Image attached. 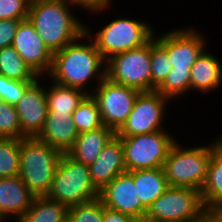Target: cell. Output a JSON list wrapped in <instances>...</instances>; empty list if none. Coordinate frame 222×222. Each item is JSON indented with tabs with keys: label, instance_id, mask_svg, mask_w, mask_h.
Returning a JSON list of instances; mask_svg holds the SVG:
<instances>
[{
	"label": "cell",
	"instance_id": "cell-10",
	"mask_svg": "<svg viewBox=\"0 0 222 222\" xmlns=\"http://www.w3.org/2000/svg\"><path fill=\"white\" fill-rule=\"evenodd\" d=\"M95 88L91 89V95L97 101L103 125L117 133L125 124L140 91L113 83L106 77Z\"/></svg>",
	"mask_w": 222,
	"mask_h": 222
},
{
	"label": "cell",
	"instance_id": "cell-29",
	"mask_svg": "<svg viewBox=\"0 0 222 222\" xmlns=\"http://www.w3.org/2000/svg\"><path fill=\"white\" fill-rule=\"evenodd\" d=\"M172 69L167 51L155 40L151 39V77L152 91H155L166 79Z\"/></svg>",
	"mask_w": 222,
	"mask_h": 222
},
{
	"label": "cell",
	"instance_id": "cell-13",
	"mask_svg": "<svg viewBox=\"0 0 222 222\" xmlns=\"http://www.w3.org/2000/svg\"><path fill=\"white\" fill-rule=\"evenodd\" d=\"M12 47L39 77L44 79L50 73L53 53L46 47L28 18L19 23Z\"/></svg>",
	"mask_w": 222,
	"mask_h": 222
},
{
	"label": "cell",
	"instance_id": "cell-17",
	"mask_svg": "<svg viewBox=\"0 0 222 222\" xmlns=\"http://www.w3.org/2000/svg\"><path fill=\"white\" fill-rule=\"evenodd\" d=\"M89 171L91 180L99 191L126 171L124 149L117 135L101 150L98 158L89 166Z\"/></svg>",
	"mask_w": 222,
	"mask_h": 222
},
{
	"label": "cell",
	"instance_id": "cell-27",
	"mask_svg": "<svg viewBox=\"0 0 222 222\" xmlns=\"http://www.w3.org/2000/svg\"><path fill=\"white\" fill-rule=\"evenodd\" d=\"M20 145L21 139L0 138V178L19 174Z\"/></svg>",
	"mask_w": 222,
	"mask_h": 222
},
{
	"label": "cell",
	"instance_id": "cell-12",
	"mask_svg": "<svg viewBox=\"0 0 222 222\" xmlns=\"http://www.w3.org/2000/svg\"><path fill=\"white\" fill-rule=\"evenodd\" d=\"M188 27L175 28L162 35H158L155 32L153 36L167 51L169 61L174 70L190 71L198 57L207 50L206 42L208 40H206L205 36L198 32L197 29Z\"/></svg>",
	"mask_w": 222,
	"mask_h": 222
},
{
	"label": "cell",
	"instance_id": "cell-20",
	"mask_svg": "<svg viewBox=\"0 0 222 222\" xmlns=\"http://www.w3.org/2000/svg\"><path fill=\"white\" fill-rule=\"evenodd\" d=\"M219 60L206 50L198 57L190 69L191 91L205 94L222 86V63Z\"/></svg>",
	"mask_w": 222,
	"mask_h": 222
},
{
	"label": "cell",
	"instance_id": "cell-25",
	"mask_svg": "<svg viewBox=\"0 0 222 222\" xmlns=\"http://www.w3.org/2000/svg\"><path fill=\"white\" fill-rule=\"evenodd\" d=\"M0 75L17 81L40 78L12 46L0 50Z\"/></svg>",
	"mask_w": 222,
	"mask_h": 222
},
{
	"label": "cell",
	"instance_id": "cell-18",
	"mask_svg": "<svg viewBox=\"0 0 222 222\" xmlns=\"http://www.w3.org/2000/svg\"><path fill=\"white\" fill-rule=\"evenodd\" d=\"M70 116L61 114H47L42 131L37 138L49 146L67 153L73 146L78 132Z\"/></svg>",
	"mask_w": 222,
	"mask_h": 222
},
{
	"label": "cell",
	"instance_id": "cell-15",
	"mask_svg": "<svg viewBox=\"0 0 222 222\" xmlns=\"http://www.w3.org/2000/svg\"><path fill=\"white\" fill-rule=\"evenodd\" d=\"M40 78L25 91L22 98L15 105L21 133L25 137H37L42 131L47 117L46 85L41 84L43 77Z\"/></svg>",
	"mask_w": 222,
	"mask_h": 222
},
{
	"label": "cell",
	"instance_id": "cell-31",
	"mask_svg": "<svg viewBox=\"0 0 222 222\" xmlns=\"http://www.w3.org/2000/svg\"><path fill=\"white\" fill-rule=\"evenodd\" d=\"M69 218L74 222H103V202L95 200L69 207Z\"/></svg>",
	"mask_w": 222,
	"mask_h": 222
},
{
	"label": "cell",
	"instance_id": "cell-2",
	"mask_svg": "<svg viewBox=\"0 0 222 222\" xmlns=\"http://www.w3.org/2000/svg\"><path fill=\"white\" fill-rule=\"evenodd\" d=\"M84 6L71 0H31L28 19L54 54L85 33V23L71 10Z\"/></svg>",
	"mask_w": 222,
	"mask_h": 222
},
{
	"label": "cell",
	"instance_id": "cell-39",
	"mask_svg": "<svg viewBox=\"0 0 222 222\" xmlns=\"http://www.w3.org/2000/svg\"><path fill=\"white\" fill-rule=\"evenodd\" d=\"M64 222H74V221L68 217Z\"/></svg>",
	"mask_w": 222,
	"mask_h": 222
},
{
	"label": "cell",
	"instance_id": "cell-11",
	"mask_svg": "<svg viewBox=\"0 0 222 222\" xmlns=\"http://www.w3.org/2000/svg\"><path fill=\"white\" fill-rule=\"evenodd\" d=\"M170 99L155 91L140 92L125 124L116 133L118 137H130L167 130L163 128L166 106Z\"/></svg>",
	"mask_w": 222,
	"mask_h": 222
},
{
	"label": "cell",
	"instance_id": "cell-32",
	"mask_svg": "<svg viewBox=\"0 0 222 222\" xmlns=\"http://www.w3.org/2000/svg\"><path fill=\"white\" fill-rule=\"evenodd\" d=\"M34 82L35 81H17L0 75V99L9 104L16 105L25 91Z\"/></svg>",
	"mask_w": 222,
	"mask_h": 222
},
{
	"label": "cell",
	"instance_id": "cell-4",
	"mask_svg": "<svg viewBox=\"0 0 222 222\" xmlns=\"http://www.w3.org/2000/svg\"><path fill=\"white\" fill-rule=\"evenodd\" d=\"M214 148L209 145L184 147L176 141L162 166L169 187L194 188L201 191L207 177Z\"/></svg>",
	"mask_w": 222,
	"mask_h": 222
},
{
	"label": "cell",
	"instance_id": "cell-5",
	"mask_svg": "<svg viewBox=\"0 0 222 222\" xmlns=\"http://www.w3.org/2000/svg\"><path fill=\"white\" fill-rule=\"evenodd\" d=\"M88 27L86 24L85 32L105 61L113 55L144 46L155 33V27H151L150 22L126 17L114 18L95 34Z\"/></svg>",
	"mask_w": 222,
	"mask_h": 222
},
{
	"label": "cell",
	"instance_id": "cell-19",
	"mask_svg": "<svg viewBox=\"0 0 222 222\" xmlns=\"http://www.w3.org/2000/svg\"><path fill=\"white\" fill-rule=\"evenodd\" d=\"M115 135L116 133L106 126L78 134L67 154L76 161L90 166Z\"/></svg>",
	"mask_w": 222,
	"mask_h": 222
},
{
	"label": "cell",
	"instance_id": "cell-22",
	"mask_svg": "<svg viewBox=\"0 0 222 222\" xmlns=\"http://www.w3.org/2000/svg\"><path fill=\"white\" fill-rule=\"evenodd\" d=\"M88 94L78 88L59 85L52 81L46 85L48 113L70 116Z\"/></svg>",
	"mask_w": 222,
	"mask_h": 222
},
{
	"label": "cell",
	"instance_id": "cell-8",
	"mask_svg": "<svg viewBox=\"0 0 222 222\" xmlns=\"http://www.w3.org/2000/svg\"><path fill=\"white\" fill-rule=\"evenodd\" d=\"M105 67L111 82L140 92L152 91L151 40L142 47L113 55Z\"/></svg>",
	"mask_w": 222,
	"mask_h": 222
},
{
	"label": "cell",
	"instance_id": "cell-16",
	"mask_svg": "<svg viewBox=\"0 0 222 222\" xmlns=\"http://www.w3.org/2000/svg\"><path fill=\"white\" fill-rule=\"evenodd\" d=\"M35 196L20 176L0 178V222H17L31 207Z\"/></svg>",
	"mask_w": 222,
	"mask_h": 222
},
{
	"label": "cell",
	"instance_id": "cell-21",
	"mask_svg": "<svg viewBox=\"0 0 222 222\" xmlns=\"http://www.w3.org/2000/svg\"><path fill=\"white\" fill-rule=\"evenodd\" d=\"M133 181L139 200L146 209L169 188L162 168L134 170Z\"/></svg>",
	"mask_w": 222,
	"mask_h": 222
},
{
	"label": "cell",
	"instance_id": "cell-30",
	"mask_svg": "<svg viewBox=\"0 0 222 222\" xmlns=\"http://www.w3.org/2000/svg\"><path fill=\"white\" fill-rule=\"evenodd\" d=\"M21 126L15 105L0 99V138L21 139Z\"/></svg>",
	"mask_w": 222,
	"mask_h": 222
},
{
	"label": "cell",
	"instance_id": "cell-34",
	"mask_svg": "<svg viewBox=\"0 0 222 222\" xmlns=\"http://www.w3.org/2000/svg\"><path fill=\"white\" fill-rule=\"evenodd\" d=\"M21 20H0V50L12 46L17 27Z\"/></svg>",
	"mask_w": 222,
	"mask_h": 222
},
{
	"label": "cell",
	"instance_id": "cell-26",
	"mask_svg": "<svg viewBox=\"0 0 222 222\" xmlns=\"http://www.w3.org/2000/svg\"><path fill=\"white\" fill-rule=\"evenodd\" d=\"M73 122L78 134L103 127L97 101L88 94L72 113Z\"/></svg>",
	"mask_w": 222,
	"mask_h": 222
},
{
	"label": "cell",
	"instance_id": "cell-36",
	"mask_svg": "<svg viewBox=\"0 0 222 222\" xmlns=\"http://www.w3.org/2000/svg\"><path fill=\"white\" fill-rule=\"evenodd\" d=\"M103 222H138L132 216L109 209L103 204Z\"/></svg>",
	"mask_w": 222,
	"mask_h": 222
},
{
	"label": "cell",
	"instance_id": "cell-37",
	"mask_svg": "<svg viewBox=\"0 0 222 222\" xmlns=\"http://www.w3.org/2000/svg\"><path fill=\"white\" fill-rule=\"evenodd\" d=\"M202 222H222V206L206 209Z\"/></svg>",
	"mask_w": 222,
	"mask_h": 222
},
{
	"label": "cell",
	"instance_id": "cell-33",
	"mask_svg": "<svg viewBox=\"0 0 222 222\" xmlns=\"http://www.w3.org/2000/svg\"><path fill=\"white\" fill-rule=\"evenodd\" d=\"M31 0H0V20L27 19Z\"/></svg>",
	"mask_w": 222,
	"mask_h": 222
},
{
	"label": "cell",
	"instance_id": "cell-38",
	"mask_svg": "<svg viewBox=\"0 0 222 222\" xmlns=\"http://www.w3.org/2000/svg\"><path fill=\"white\" fill-rule=\"evenodd\" d=\"M215 145L222 150V134L218 135V138L214 139Z\"/></svg>",
	"mask_w": 222,
	"mask_h": 222
},
{
	"label": "cell",
	"instance_id": "cell-6",
	"mask_svg": "<svg viewBox=\"0 0 222 222\" xmlns=\"http://www.w3.org/2000/svg\"><path fill=\"white\" fill-rule=\"evenodd\" d=\"M99 196L100 191L91 180L89 166L63 153L46 197L69 208Z\"/></svg>",
	"mask_w": 222,
	"mask_h": 222
},
{
	"label": "cell",
	"instance_id": "cell-1",
	"mask_svg": "<svg viewBox=\"0 0 222 222\" xmlns=\"http://www.w3.org/2000/svg\"><path fill=\"white\" fill-rule=\"evenodd\" d=\"M87 37L85 32L77 40L53 54V65L46 79L50 77V81L59 85L78 88L91 94L90 89L95 85L90 87L89 82L96 80L98 86L106 77V61L99 54L94 41Z\"/></svg>",
	"mask_w": 222,
	"mask_h": 222
},
{
	"label": "cell",
	"instance_id": "cell-14",
	"mask_svg": "<svg viewBox=\"0 0 222 222\" xmlns=\"http://www.w3.org/2000/svg\"><path fill=\"white\" fill-rule=\"evenodd\" d=\"M99 198L105 207L128 214L142 222L147 209L141 204L133 181V171L116 176L101 191Z\"/></svg>",
	"mask_w": 222,
	"mask_h": 222
},
{
	"label": "cell",
	"instance_id": "cell-7",
	"mask_svg": "<svg viewBox=\"0 0 222 222\" xmlns=\"http://www.w3.org/2000/svg\"><path fill=\"white\" fill-rule=\"evenodd\" d=\"M205 210L201 191L194 188L169 187L147 209L143 221L202 222Z\"/></svg>",
	"mask_w": 222,
	"mask_h": 222
},
{
	"label": "cell",
	"instance_id": "cell-9",
	"mask_svg": "<svg viewBox=\"0 0 222 222\" xmlns=\"http://www.w3.org/2000/svg\"><path fill=\"white\" fill-rule=\"evenodd\" d=\"M119 138L122 141L125 168L128 172L162 168L171 148L177 141L167 130Z\"/></svg>",
	"mask_w": 222,
	"mask_h": 222
},
{
	"label": "cell",
	"instance_id": "cell-24",
	"mask_svg": "<svg viewBox=\"0 0 222 222\" xmlns=\"http://www.w3.org/2000/svg\"><path fill=\"white\" fill-rule=\"evenodd\" d=\"M69 208L46 196L35 197L31 207L17 222H64Z\"/></svg>",
	"mask_w": 222,
	"mask_h": 222
},
{
	"label": "cell",
	"instance_id": "cell-23",
	"mask_svg": "<svg viewBox=\"0 0 222 222\" xmlns=\"http://www.w3.org/2000/svg\"><path fill=\"white\" fill-rule=\"evenodd\" d=\"M201 197L205 209L222 206V150L215 142Z\"/></svg>",
	"mask_w": 222,
	"mask_h": 222
},
{
	"label": "cell",
	"instance_id": "cell-28",
	"mask_svg": "<svg viewBox=\"0 0 222 222\" xmlns=\"http://www.w3.org/2000/svg\"><path fill=\"white\" fill-rule=\"evenodd\" d=\"M156 91L170 99V101L180 98V96H186L185 94L191 92L190 71H180L172 68Z\"/></svg>",
	"mask_w": 222,
	"mask_h": 222
},
{
	"label": "cell",
	"instance_id": "cell-3",
	"mask_svg": "<svg viewBox=\"0 0 222 222\" xmlns=\"http://www.w3.org/2000/svg\"><path fill=\"white\" fill-rule=\"evenodd\" d=\"M62 154L37 137L21 138L18 175L35 197L47 196Z\"/></svg>",
	"mask_w": 222,
	"mask_h": 222
},
{
	"label": "cell",
	"instance_id": "cell-35",
	"mask_svg": "<svg viewBox=\"0 0 222 222\" xmlns=\"http://www.w3.org/2000/svg\"><path fill=\"white\" fill-rule=\"evenodd\" d=\"M112 2V0H76V3H80L84 6L86 9L85 13L88 11L93 14H101L102 11L105 12L110 8L109 6H112Z\"/></svg>",
	"mask_w": 222,
	"mask_h": 222
}]
</instances>
